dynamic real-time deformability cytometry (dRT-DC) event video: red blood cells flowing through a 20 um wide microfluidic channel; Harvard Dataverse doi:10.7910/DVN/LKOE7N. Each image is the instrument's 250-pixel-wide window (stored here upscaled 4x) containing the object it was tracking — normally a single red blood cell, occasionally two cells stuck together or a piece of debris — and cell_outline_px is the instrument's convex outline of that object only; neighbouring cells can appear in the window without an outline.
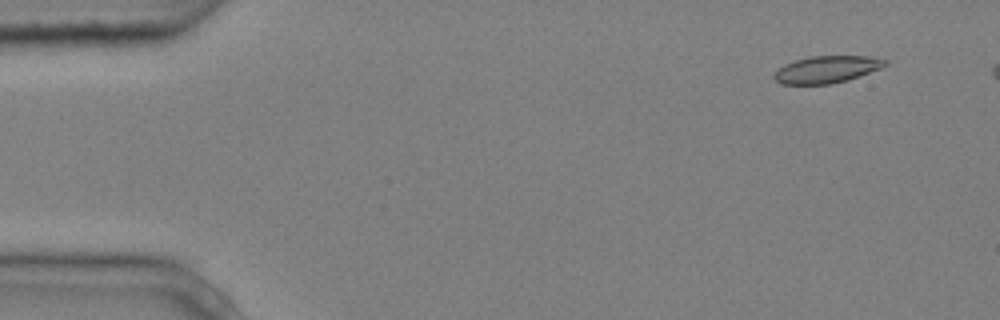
{"species": "common noctule bat (a hibernating species)", "species_latin": "Nyctalus noctula", "temperature_condition": "cold", "stored_images_in_passage": 4, "camera_frame_rate_fps": 3000, "um_per_image_px": 0.085, "animal": {"sex": "male", "body_mass_g": 20.4}, "frame": {"image": 1, "passage_image": 1, "time_ms": 0.0, "image_size_px": [1000, 320], "cell_outline_px": [[888, 64], [880, 68], [848, 80], [832, 84], [780, 84], [772, 76], [784, 64], [808, 56], [868, 56], [888, 60]], "centroid_in_image_um": [70.27, 5.9], "position_along_channel_um": 14.7, "area_um2": 17.46}}